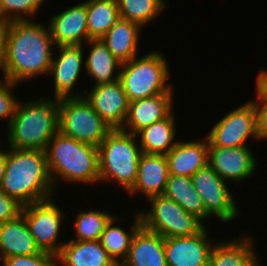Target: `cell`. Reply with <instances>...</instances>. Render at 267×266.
<instances>
[{
  "label": "cell",
  "instance_id": "6da1fadb",
  "mask_svg": "<svg viewBox=\"0 0 267 266\" xmlns=\"http://www.w3.org/2000/svg\"><path fill=\"white\" fill-rule=\"evenodd\" d=\"M54 48L49 25L33 19L11 21L2 67L3 79L20 84L37 76H48Z\"/></svg>",
  "mask_w": 267,
  "mask_h": 266
},
{
  "label": "cell",
  "instance_id": "7a4b0ae2",
  "mask_svg": "<svg viewBox=\"0 0 267 266\" xmlns=\"http://www.w3.org/2000/svg\"><path fill=\"white\" fill-rule=\"evenodd\" d=\"M0 188L22 206L53 197L45 151L8 147Z\"/></svg>",
  "mask_w": 267,
  "mask_h": 266
},
{
  "label": "cell",
  "instance_id": "3957f363",
  "mask_svg": "<svg viewBox=\"0 0 267 266\" xmlns=\"http://www.w3.org/2000/svg\"><path fill=\"white\" fill-rule=\"evenodd\" d=\"M21 102L19 100L7 127V146L45 151L59 131L58 99L35 96V99Z\"/></svg>",
  "mask_w": 267,
  "mask_h": 266
},
{
  "label": "cell",
  "instance_id": "277c9868",
  "mask_svg": "<svg viewBox=\"0 0 267 266\" xmlns=\"http://www.w3.org/2000/svg\"><path fill=\"white\" fill-rule=\"evenodd\" d=\"M49 175L55 188L60 180L84 183H100L98 147L82 143L57 132L49 141L46 150Z\"/></svg>",
  "mask_w": 267,
  "mask_h": 266
},
{
  "label": "cell",
  "instance_id": "5b68a950",
  "mask_svg": "<svg viewBox=\"0 0 267 266\" xmlns=\"http://www.w3.org/2000/svg\"><path fill=\"white\" fill-rule=\"evenodd\" d=\"M137 138V135L121 129H113L105 137L98 146L99 177L102 183L115 182L126 193L133 187L143 154Z\"/></svg>",
  "mask_w": 267,
  "mask_h": 266
},
{
  "label": "cell",
  "instance_id": "8992f818",
  "mask_svg": "<svg viewBox=\"0 0 267 266\" xmlns=\"http://www.w3.org/2000/svg\"><path fill=\"white\" fill-rule=\"evenodd\" d=\"M152 49L148 54L121 63L119 80L128 102L161 93H175L171 82L169 63L164 53Z\"/></svg>",
  "mask_w": 267,
  "mask_h": 266
},
{
  "label": "cell",
  "instance_id": "52a82bcc",
  "mask_svg": "<svg viewBox=\"0 0 267 266\" xmlns=\"http://www.w3.org/2000/svg\"><path fill=\"white\" fill-rule=\"evenodd\" d=\"M59 132L82 143L98 147L113 130L84 97L58 100Z\"/></svg>",
  "mask_w": 267,
  "mask_h": 266
},
{
  "label": "cell",
  "instance_id": "ba28073f",
  "mask_svg": "<svg viewBox=\"0 0 267 266\" xmlns=\"http://www.w3.org/2000/svg\"><path fill=\"white\" fill-rule=\"evenodd\" d=\"M150 201V210H138L141 225L158 233L163 238L191 236L200 232L205 225L195 215L187 213L172 199L157 195L146 199Z\"/></svg>",
  "mask_w": 267,
  "mask_h": 266
},
{
  "label": "cell",
  "instance_id": "9c48e42d",
  "mask_svg": "<svg viewBox=\"0 0 267 266\" xmlns=\"http://www.w3.org/2000/svg\"><path fill=\"white\" fill-rule=\"evenodd\" d=\"M54 200L55 198L50 197L22 206L21 214L39 249L57 256L65 244V241L58 239L61 238L60 230L67 215Z\"/></svg>",
  "mask_w": 267,
  "mask_h": 266
},
{
  "label": "cell",
  "instance_id": "30bf717a",
  "mask_svg": "<svg viewBox=\"0 0 267 266\" xmlns=\"http://www.w3.org/2000/svg\"><path fill=\"white\" fill-rule=\"evenodd\" d=\"M191 179L209 217H217L222 223L239 218L241 210L229 187L231 184L225 182L209 164L197 170Z\"/></svg>",
  "mask_w": 267,
  "mask_h": 266
},
{
  "label": "cell",
  "instance_id": "8fae6325",
  "mask_svg": "<svg viewBox=\"0 0 267 266\" xmlns=\"http://www.w3.org/2000/svg\"><path fill=\"white\" fill-rule=\"evenodd\" d=\"M206 137L209 147L234 148L248 146V139L259 141L254 102L249 99L243 105L224 114Z\"/></svg>",
  "mask_w": 267,
  "mask_h": 266
},
{
  "label": "cell",
  "instance_id": "7c38bea8",
  "mask_svg": "<svg viewBox=\"0 0 267 266\" xmlns=\"http://www.w3.org/2000/svg\"><path fill=\"white\" fill-rule=\"evenodd\" d=\"M55 49L58 52H56V55V50H54L52 64L48 73L54 82L52 98L59 100L84 96L82 92H73L85 67L84 45L58 46Z\"/></svg>",
  "mask_w": 267,
  "mask_h": 266
},
{
  "label": "cell",
  "instance_id": "4fadbf2b",
  "mask_svg": "<svg viewBox=\"0 0 267 266\" xmlns=\"http://www.w3.org/2000/svg\"><path fill=\"white\" fill-rule=\"evenodd\" d=\"M255 157L249 146L208 149V164L228 184L238 185L251 178L258 165Z\"/></svg>",
  "mask_w": 267,
  "mask_h": 266
},
{
  "label": "cell",
  "instance_id": "5bb4252c",
  "mask_svg": "<svg viewBox=\"0 0 267 266\" xmlns=\"http://www.w3.org/2000/svg\"><path fill=\"white\" fill-rule=\"evenodd\" d=\"M208 227L191 236L165 238L164 251L167 266H209V257L215 241Z\"/></svg>",
  "mask_w": 267,
  "mask_h": 266
},
{
  "label": "cell",
  "instance_id": "9a60e30c",
  "mask_svg": "<svg viewBox=\"0 0 267 266\" xmlns=\"http://www.w3.org/2000/svg\"><path fill=\"white\" fill-rule=\"evenodd\" d=\"M83 90L94 111L112 128L121 129L128 115L129 102L120 80ZM88 92V93H87Z\"/></svg>",
  "mask_w": 267,
  "mask_h": 266
},
{
  "label": "cell",
  "instance_id": "2e32d148",
  "mask_svg": "<svg viewBox=\"0 0 267 266\" xmlns=\"http://www.w3.org/2000/svg\"><path fill=\"white\" fill-rule=\"evenodd\" d=\"M51 17L47 23L55 47L84 45L88 41L86 1Z\"/></svg>",
  "mask_w": 267,
  "mask_h": 266
},
{
  "label": "cell",
  "instance_id": "e0dca14e",
  "mask_svg": "<svg viewBox=\"0 0 267 266\" xmlns=\"http://www.w3.org/2000/svg\"><path fill=\"white\" fill-rule=\"evenodd\" d=\"M173 94L161 93L129 102L128 115L121 130L136 135L144 127L166 118L174 111Z\"/></svg>",
  "mask_w": 267,
  "mask_h": 266
},
{
  "label": "cell",
  "instance_id": "ac0fdd59",
  "mask_svg": "<svg viewBox=\"0 0 267 266\" xmlns=\"http://www.w3.org/2000/svg\"><path fill=\"white\" fill-rule=\"evenodd\" d=\"M168 176V161L164 154L143 153L138 164L136 181L127 193L130 197L143 194L147 199L163 195Z\"/></svg>",
  "mask_w": 267,
  "mask_h": 266
},
{
  "label": "cell",
  "instance_id": "d6986e66",
  "mask_svg": "<svg viewBox=\"0 0 267 266\" xmlns=\"http://www.w3.org/2000/svg\"><path fill=\"white\" fill-rule=\"evenodd\" d=\"M254 240L247 234L234 236L230 241L217 239L210 253L209 266H262Z\"/></svg>",
  "mask_w": 267,
  "mask_h": 266
},
{
  "label": "cell",
  "instance_id": "ffe728a7",
  "mask_svg": "<svg viewBox=\"0 0 267 266\" xmlns=\"http://www.w3.org/2000/svg\"><path fill=\"white\" fill-rule=\"evenodd\" d=\"M208 149L207 137L193 141L179 139L165 155L169 174L192 177L197 170L208 164Z\"/></svg>",
  "mask_w": 267,
  "mask_h": 266
},
{
  "label": "cell",
  "instance_id": "44dd1931",
  "mask_svg": "<svg viewBox=\"0 0 267 266\" xmlns=\"http://www.w3.org/2000/svg\"><path fill=\"white\" fill-rule=\"evenodd\" d=\"M165 238L142 225L134 233L126 258L119 266H167Z\"/></svg>",
  "mask_w": 267,
  "mask_h": 266
},
{
  "label": "cell",
  "instance_id": "7402d4cb",
  "mask_svg": "<svg viewBox=\"0 0 267 266\" xmlns=\"http://www.w3.org/2000/svg\"><path fill=\"white\" fill-rule=\"evenodd\" d=\"M22 214L0 224V262L11 256L41 253Z\"/></svg>",
  "mask_w": 267,
  "mask_h": 266
},
{
  "label": "cell",
  "instance_id": "603a6c76",
  "mask_svg": "<svg viewBox=\"0 0 267 266\" xmlns=\"http://www.w3.org/2000/svg\"><path fill=\"white\" fill-rule=\"evenodd\" d=\"M57 266H118L100 240H67L57 255Z\"/></svg>",
  "mask_w": 267,
  "mask_h": 266
},
{
  "label": "cell",
  "instance_id": "cb8c5ba5",
  "mask_svg": "<svg viewBox=\"0 0 267 266\" xmlns=\"http://www.w3.org/2000/svg\"><path fill=\"white\" fill-rule=\"evenodd\" d=\"M141 29L139 24L120 18L101 41L121 63H124L139 55Z\"/></svg>",
  "mask_w": 267,
  "mask_h": 266
},
{
  "label": "cell",
  "instance_id": "d4e9b609",
  "mask_svg": "<svg viewBox=\"0 0 267 266\" xmlns=\"http://www.w3.org/2000/svg\"><path fill=\"white\" fill-rule=\"evenodd\" d=\"M84 45L90 46L85 57L84 70L95 81L94 86L118 81L121 62L107 46L101 40H88Z\"/></svg>",
  "mask_w": 267,
  "mask_h": 266
},
{
  "label": "cell",
  "instance_id": "484cf974",
  "mask_svg": "<svg viewBox=\"0 0 267 266\" xmlns=\"http://www.w3.org/2000/svg\"><path fill=\"white\" fill-rule=\"evenodd\" d=\"M176 123V114L172 111L163 120L140 130L136 135L143 153L166 155L178 142Z\"/></svg>",
  "mask_w": 267,
  "mask_h": 266
},
{
  "label": "cell",
  "instance_id": "4316f807",
  "mask_svg": "<svg viewBox=\"0 0 267 266\" xmlns=\"http://www.w3.org/2000/svg\"><path fill=\"white\" fill-rule=\"evenodd\" d=\"M163 195L172 199L187 213L195 215L203 223L209 217L205 213L200 195L193 187L191 177L169 174Z\"/></svg>",
  "mask_w": 267,
  "mask_h": 266
},
{
  "label": "cell",
  "instance_id": "83f0119b",
  "mask_svg": "<svg viewBox=\"0 0 267 266\" xmlns=\"http://www.w3.org/2000/svg\"><path fill=\"white\" fill-rule=\"evenodd\" d=\"M134 222L129 231L117 226L119 216H113L103 231L100 242L108 255L119 266L126 258L134 233L141 226V218L138 211L133 212ZM117 221V222H116ZM116 223V224H115Z\"/></svg>",
  "mask_w": 267,
  "mask_h": 266
},
{
  "label": "cell",
  "instance_id": "f1b7e54d",
  "mask_svg": "<svg viewBox=\"0 0 267 266\" xmlns=\"http://www.w3.org/2000/svg\"><path fill=\"white\" fill-rule=\"evenodd\" d=\"M88 40H101L120 19L117 0H86Z\"/></svg>",
  "mask_w": 267,
  "mask_h": 266
},
{
  "label": "cell",
  "instance_id": "f546056e",
  "mask_svg": "<svg viewBox=\"0 0 267 266\" xmlns=\"http://www.w3.org/2000/svg\"><path fill=\"white\" fill-rule=\"evenodd\" d=\"M120 18L139 24L145 28L157 18H160L161 12H164L165 0H117Z\"/></svg>",
  "mask_w": 267,
  "mask_h": 266
},
{
  "label": "cell",
  "instance_id": "4dcf8cb0",
  "mask_svg": "<svg viewBox=\"0 0 267 266\" xmlns=\"http://www.w3.org/2000/svg\"><path fill=\"white\" fill-rule=\"evenodd\" d=\"M114 216L110 212L97 209L79 210L74 222V238L70 240L91 241L100 240L107 223ZM76 237V238H75Z\"/></svg>",
  "mask_w": 267,
  "mask_h": 266
},
{
  "label": "cell",
  "instance_id": "1f68e13d",
  "mask_svg": "<svg viewBox=\"0 0 267 266\" xmlns=\"http://www.w3.org/2000/svg\"><path fill=\"white\" fill-rule=\"evenodd\" d=\"M46 0H0V18L14 20H35L39 8ZM38 12V13H37Z\"/></svg>",
  "mask_w": 267,
  "mask_h": 266
},
{
  "label": "cell",
  "instance_id": "d6a6232c",
  "mask_svg": "<svg viewBox=\"0 0 267 266\" xmlns=\"http://www.w3.org/2000/svg\"><path fill=\"white\" fill-rule=\"evenodd\" d=\"M18 85V83H14L7 79H0V121L6 119L7 127L11 123L12 117L14 116L16 110V106L19 102L15 95V92L13 91L14 89H16V86L18 88Z\"/></svg>",
  "mask_w": 267,
  "mask_h": 266
},
{
  "label": "cell",
  "instance_id": "836d02e7",
  "mask_svg": "<svg viewBox=\"0 0 267 266\" xmlns=\"http://www.w3.org/2000/svg\"><path fill=\"white\" fill-rule=\"evenodd\" d=\"M0 266H57V256L48 252L35 255L11 256L3 259Z\"/></svg>",
  "mask_w": 267,
  "mask_h": 266
},
{
  "label": "cell",
  "instance_id": "e575fe53",
  "mask_svg": "<svg viewBox=\"0 0 267 266\" xmlns=\"http://www.w3.org/2000/svg\"><path fill=\"white\" fill-rule=\"evenodd\" d=\"M21 210L22 205L0 188V224L15 219Z\"/></svg>",
  "mask_w": 267,
  "mask_h": 266
},
{
  "label": "cell",
  "instance_id": "d590c367",
  "mask_svg": "<svg viewBox=\"0 0 267 266\" xmlns=\"http://www.w3.org/2000/svg\"><path fill=\"white\" fill-rule=\"evenodd\" d=\"M255 105L257 135L259 140H267V97L252 100Z\"/></svg>",
  "mask_w": 267,
  "mask_h": 266
},
{
  "label": "cell",
  "instance_id": "8d00e7d4",
  "mask_svg": "<svg viewBox=\"0 0 267 266\" xmlns=\"http://www.w3.org/2000/svg\"><path fill=\"white\" fill-rule=\"evenodd\" d=\"M10 22V20L0 18V71L2 70L6 56L7 35Z\"/></svg>",
  "mask_w": 267,
  "mask_h": 266
},
{
  "label": "cell",
  "instance_id": "74e56055",
  "mask_svg": "<svg viewBox=\"0 0 267 266\" xmlns=\"http://www.w3.org/2000/svg\"><path fill=\"white\" fill-rule=\"evenodd\" d=\"M255 82V93L257 97H267V69L259 71Z\"/></svg>",
  "mask_w": 267,
  "mask_h": 266
},
{
  "label": "cell",
  "instance_id": "f35d334b",
  "mask_svg": "<svg viewBox=\"0 0 267 266\" xmlns=\"http://www.w3.org/2000/svg\"><path fill=\"white\" fill-rule=\"evenodd\" d=\"M6 159H7V151L5 148V150L0 151V184L2 182V179L6 171Z\"/></svg>",
  "mask_w": 267,
  "mask_h": 266
}]
</instances>
